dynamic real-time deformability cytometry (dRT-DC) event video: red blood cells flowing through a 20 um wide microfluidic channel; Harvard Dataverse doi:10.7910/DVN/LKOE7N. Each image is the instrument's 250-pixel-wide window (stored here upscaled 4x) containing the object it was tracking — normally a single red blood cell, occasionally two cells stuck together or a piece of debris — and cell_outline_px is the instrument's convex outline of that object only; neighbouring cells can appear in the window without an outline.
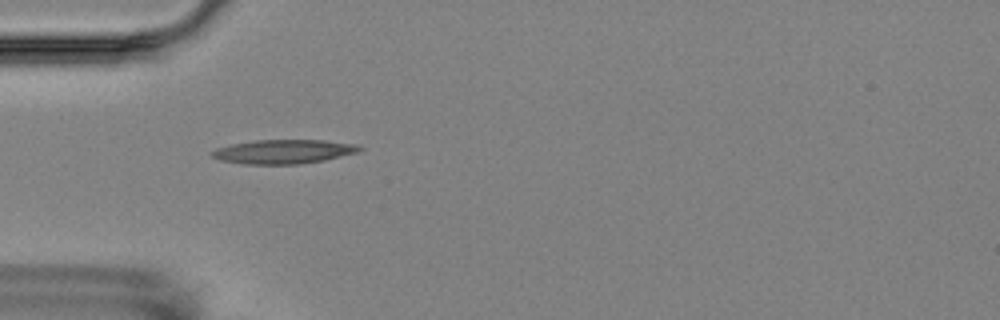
{"species": "Egyptian fruit bat (a non-hibernating species)", "species_latin": "Rousettus aegyptiacus", "temperature_condition": "room temperature", "stored_images_in_passage": 6, "camera_frame_rate_fps": 3000, "um_per_image_px": 0.085, "animal": {"sex": "female"}, "frame": {"image": 1, "passage_image": 4, "time_ms": 5.0, "image_size_px": [1000, 320], "cell_outline_px": [[364, 148], [356, 152], [324, 160], [300, 164], [244, 164], [220, 160], [212, 156], [212, 152], [216, 148], [232, 144], [256, 140], [324, 140], [356, 144]], "centroid_in_image_um": [24.1, 12.88], "position_along_channel_um": 60.9, "area_um2": 20.52}}
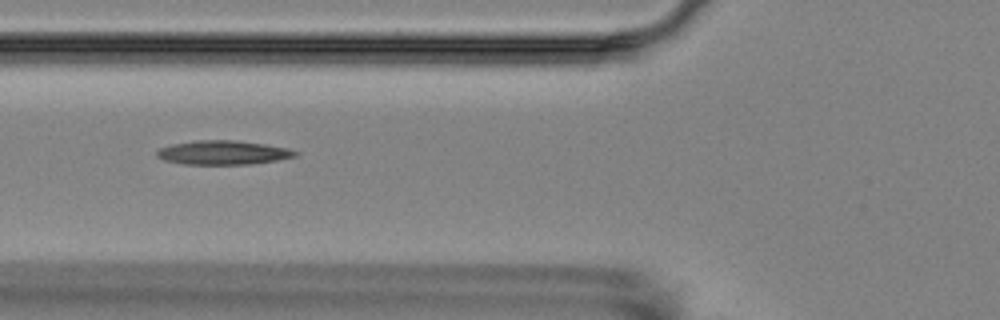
{"frame": {"image": 2, "passage_image": 5, "time_ms": 6.333, "image_size_px": [1000, 320], "cell_outline_px": [[296, 156], [276, 160], [248, 164], [180, 164], [164, 160], [156, 156], [156, 152], [160, 148], [172, 144], [196, 140], [236, 140], [264, 144], [288, 148], [296, 152]], "centroid_in_image_um": [18.9, 12.97], "position_along_channel_um": 106.9, "area_um2": 19.25}}
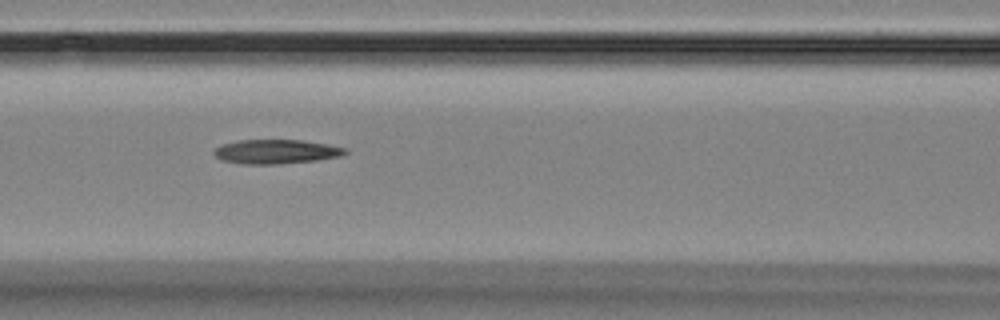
{"frame": {"image": 3, "passage_image": 6, "time_ms": 7.333, "image_size_px": [1000, 320], "cell_outline_px": [[348, 152], [340, 156], [316, 160], [276, 164], [244, 164], [220, 160], [212, 152], [216, 148], [224, 144], [240, 140], [300, 140], [348, 148]], "centroid_in_image_um": [23.46, 12.89], "position_along_channel_um": 143.1, "area_um2": 18.32}}